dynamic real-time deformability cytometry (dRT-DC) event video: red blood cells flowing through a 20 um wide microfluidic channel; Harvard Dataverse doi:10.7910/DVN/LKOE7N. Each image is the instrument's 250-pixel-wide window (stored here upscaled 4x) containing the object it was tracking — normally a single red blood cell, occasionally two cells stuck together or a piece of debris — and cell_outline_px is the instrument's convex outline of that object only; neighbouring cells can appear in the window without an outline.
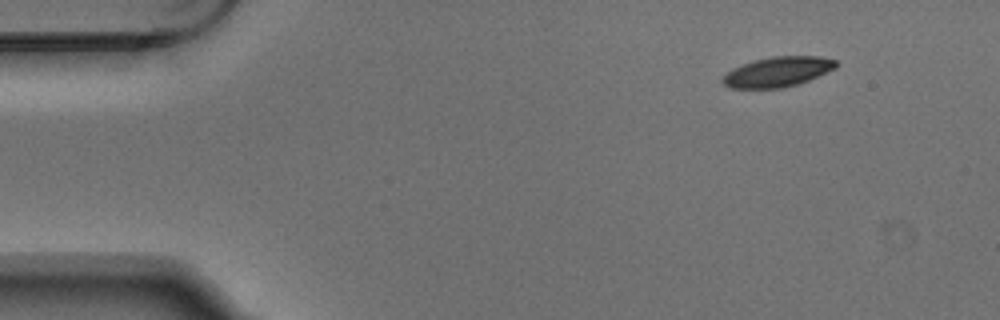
{"species": "Egyptian fruit bat (a non-hibernating species)", "species_latin": "Rousettus aegyptiacus", "temperature_condition": "warm", "stored_images_in_passage": 3, "camera_frame_rate_fps": 3000, "um_per_image_px": 0.085, "animal": {"sex": "male"}, "frame": {"image": 1, "passage_image": 1, "time_ms": 0.0, "image_size_px": [1000, 320], "cell_outline_px": [[836, 68], [808, 80], [796, 84], [780, 88], [732, 88], [724, 84], [720, 80], [732, 68], [752, 60], [772, 56], [820, 56], [836, 60]], "centroid_in_image_um": [66.08, 6.09], "position_along_channel_um": 18.9, "area_um2": 19.71}}